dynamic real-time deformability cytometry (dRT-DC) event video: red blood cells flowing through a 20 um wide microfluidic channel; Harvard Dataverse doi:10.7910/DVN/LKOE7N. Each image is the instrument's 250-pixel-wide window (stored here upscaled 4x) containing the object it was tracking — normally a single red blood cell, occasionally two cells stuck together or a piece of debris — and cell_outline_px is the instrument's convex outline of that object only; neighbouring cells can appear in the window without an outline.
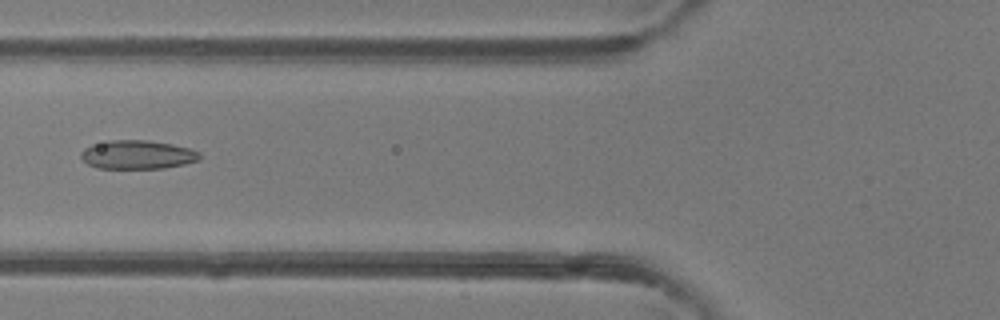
{"species": "common noctule bat (a hibernating species)", "species_latin": "Nyctalus noctula", "temperature_condition": "room temperature", "stored_images_in_passage": 50, "camera_frame_rate_fps": 3000, "um_per_image_px": 0.085, "animal": {"sex": "female"}, "frame": {"image": 1, "passage_image": 20, "time_ms": 6.333, "image_size_px": [1000, 320], "cell_outline_px": [[200, 160], [184, 164], [164, 168], [96, 168], [88, 164], [80, 156], [80, 152], [84, 148], [92, 144], [108, 140], [148, 140], [172, 144], [188, 148], [200, 152]], "centroid_in_image_um": [11.67, 13.14], "position_along_channel_um": 114.1, "area_um2": 19.94}}
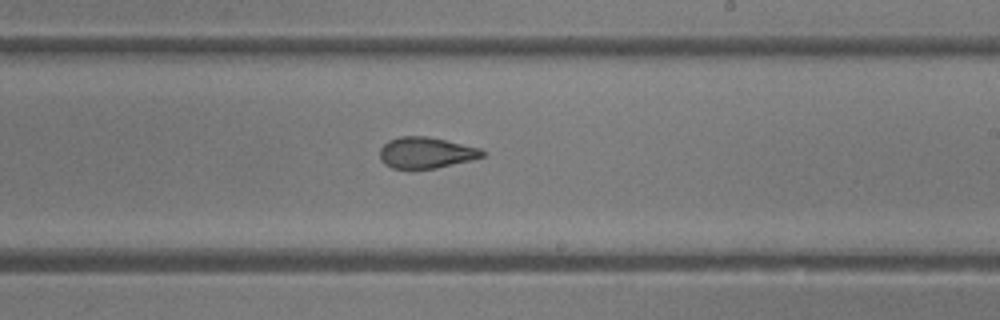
{"frame": {"image": 2, "passage_image": 30, "time_ms": 9.667, "image_size_px": [1000, 320], "cell_outline_px": [[488, 152], [484, 156], [472, 160], [436, 168], [392, 168], [384, 164], [380, 160], [380, 148], [388, 140], [400, 136], [428, 136], [480, 148]], "centroid_in_image_um": [36.22, 12.97], "position_along_channel_um": 252.8, "area_um2": 18.67}}
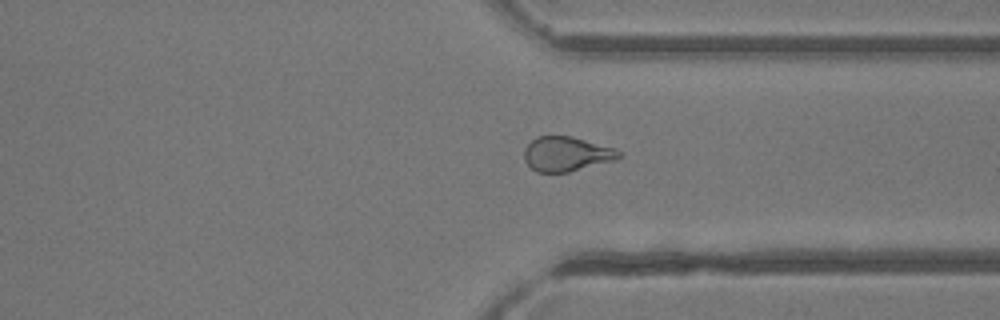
{"frame": {"image": 3, "passage_image": 38, "time_ms": 12.333, "image_size_px": [1000, 320], "cell_outline_px": [[624, 156], [616, 160], [568, 172], [536, 172], [524, 160], [524, 148], [536, 136], [572, 136], [616, 148]], "centroid_in_image_um": [48.18, 13.08], "position_along_channel_um": 363.2, "area_um2": 19.25}, "authors_computed_cell_mechanics": {"area_um2": 20.6057, "velocity_mm_per_s": 4.1533, "shape_relaxation_time_tau1_ms": 11.3425, "shape_relaxation_time_tau2_ms": 1.6917, "deformation_change_tau1": 0.2696, "deformation_change_tau2": 0.0786}}